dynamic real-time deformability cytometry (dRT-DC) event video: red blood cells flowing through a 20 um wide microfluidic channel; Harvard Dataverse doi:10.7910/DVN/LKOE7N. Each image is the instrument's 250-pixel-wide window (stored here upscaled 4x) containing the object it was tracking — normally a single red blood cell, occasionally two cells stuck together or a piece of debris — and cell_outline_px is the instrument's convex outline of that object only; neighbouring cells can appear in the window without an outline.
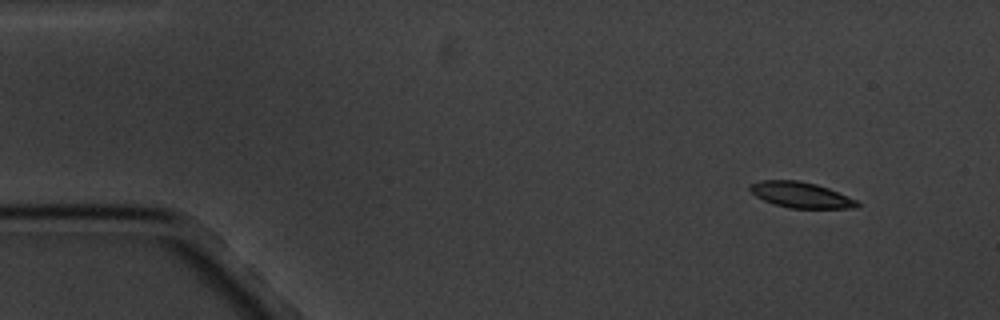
{"species": "common noctule bat (a hibernating species)", "species_latin": "Nyctalus noctula", "temperature_condition": "cold", "stored_images_in_passage": 4, "camera_frame_rate_fps": 3000, "um_per_image_px": 0.085, "animal": {"sex": "male", "body_mass_g": 20.1, "forearm_length_mm": 53.5}, "frame": {"image": 1, "passage_image": 1, "time_ms": 0.0, "image_size_px": [1000, 320], "cell_outline_px": [[860, 204], [856, 208], [788, 208], [772, 204], [756, 196], [748, 188], [748, 184], [760, 180], [800, 180], [816, 184], [828, 188], [856, 200]], "centroid_in_image_um": [68.02, 16.56], "position_along_channel_um": 17.0, "area_um2": 16.13}}
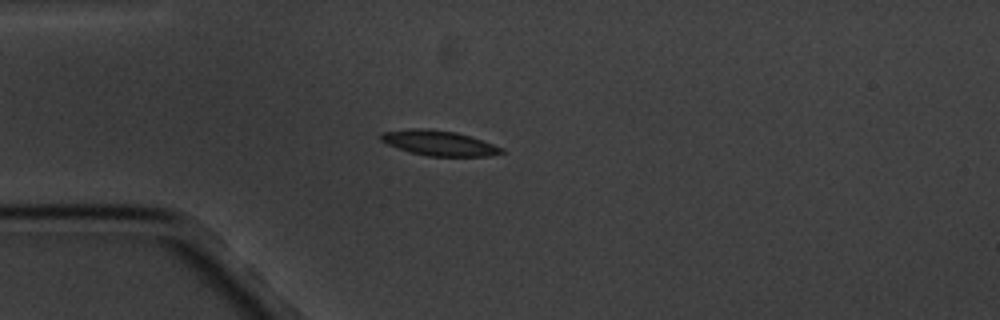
{"frame": {"image": 2, "passage_image": 3, "time_ms": 3.333, "image_size_px": [1000, 320], "cell_outline_px": [[504, 152], [488, 156], [428, 156], [412, 152], [388, 144], [380, 140], [380, 136], [384, 132], [412, 128], [428, 128], [456, 132], [504, 148]], "centroid_in_image_um": [37.32, 12.15], "position_along_channel_um": 47.7, "area_um2": 17.28}}